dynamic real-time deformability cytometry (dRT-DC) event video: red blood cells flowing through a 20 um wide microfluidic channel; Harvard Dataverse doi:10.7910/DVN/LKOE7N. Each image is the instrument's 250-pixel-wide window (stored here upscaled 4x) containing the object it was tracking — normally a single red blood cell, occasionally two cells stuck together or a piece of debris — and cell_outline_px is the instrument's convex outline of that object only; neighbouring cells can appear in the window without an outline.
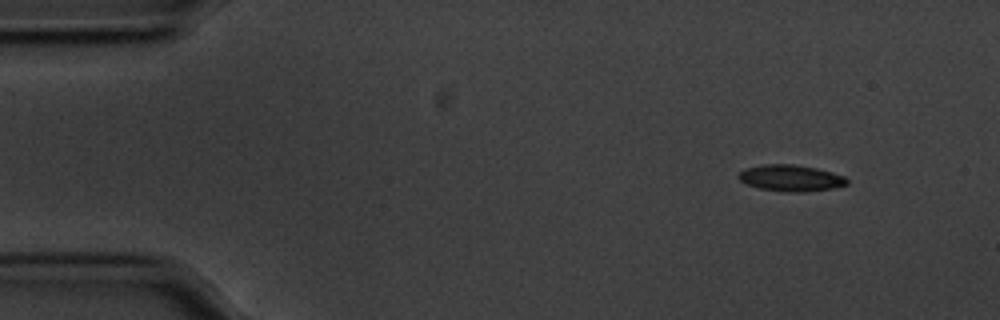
{"species": "common noctule bat (a hibernating species)", "species_latin": "Nyctalus noctula", "temperature_condition": "cold", "stored_images_in_passage": 52, "camera_frame_rate_fps": 3000, "um_per_image_px": 0.085, "animal": {"sex": "male", "body_mass_g": 20.1, "forearm_length_mm": 53.5}, "frame": {"image": 1, "passage_image": 1, "time_ms": 0.0, "image_size_px": [1000, 320], "cell_outline_px": [[848, 184], [832, 188], [804, 192], [784, 192], [760, 188], [748, 184], [740, 180], [736, 176], [744, 168], [764, 164], [792, 164], [816, 168], [832, 172], [844, 176], [848, 180]], "centroid_in_image_um": [67.21, 15.13], "position_along_channel_um": 17.8, "area_um2": 16.65}}
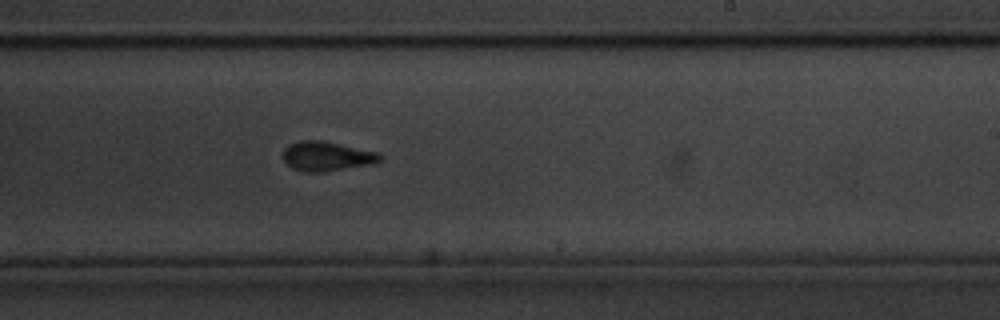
{"frame": {"image": 2, "passage_image": 29, "time_ms": 9.333, "image_size_px": [1000, 320], "cell_outline_px": [[380, 160], [376, 164], [324, 172], [304, 172], [292, 168], [280, 156], [280, 152], [288, 144], [300, 140], [324, 140], [380, 152]], "centroid_in_image_um": [27.75, 13.27], "position_along_channel_um": 261.2, "area_um2": 17.22}}
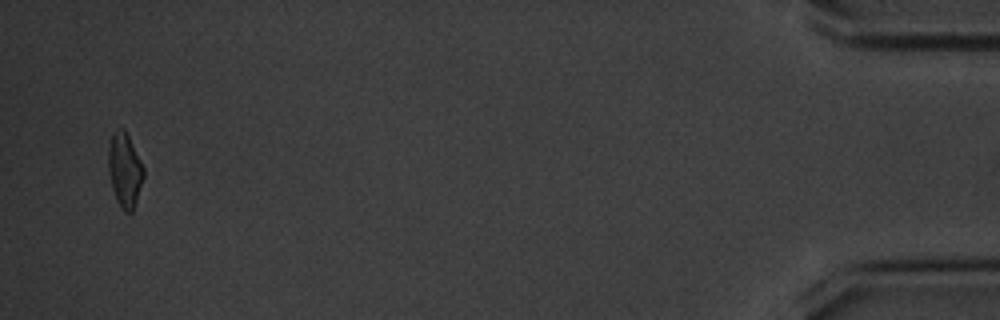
{"frame": {"image": 3, "passage_image": 50, "time_ms": 16.333, "image_size_px": [1000, 320], "cell_outline_px": [[144, 176], [132, 212], [124, 212], [120, 208], [116, 200], [112, 188], [108, 168], [108, 148], [112, 132], [120, 128], [124, 128], [144, 168]], "centroid_in_image_um": [10.58, 14.45], "position_along_channel_um": 424.6, "area_um2": 15.14}, "authors_computed_cell_mechanics": {"area_um2": 16.7331, "velocity_mm_per_s": 3.5407, "shape_relaxation_time_tau1_ms": 2.394, "shape_relaxation_time_tau2_ms": 0.695, "deformation_change_tau1": 0.1185, "deformation_change_tau2": 0.0393}}